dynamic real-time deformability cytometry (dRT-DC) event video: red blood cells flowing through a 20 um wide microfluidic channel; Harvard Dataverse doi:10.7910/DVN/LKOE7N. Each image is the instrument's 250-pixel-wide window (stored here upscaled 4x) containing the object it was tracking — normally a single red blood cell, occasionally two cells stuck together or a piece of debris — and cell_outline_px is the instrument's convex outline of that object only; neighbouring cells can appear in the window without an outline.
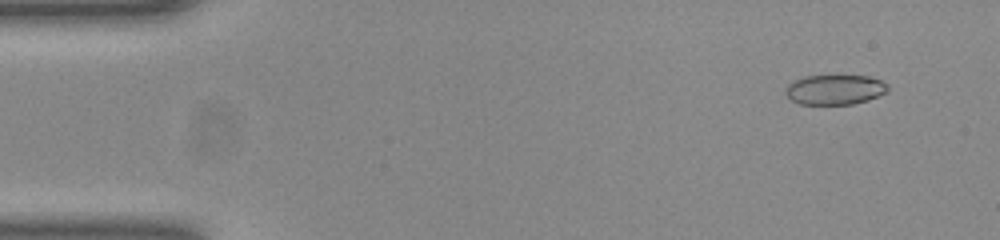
{"species": "common noctule bat (a hibernating species)", "species_latin": "Nyctalus noctula", "temperature_condition": "room temperature", "stored_images_in_passage": 5, "camera_frame_rate_fps": 3000, "um_per_image_px": 0.085, "animal": {"sex": "female", "body_mass_g": 23.0, "forearm_length_mm": 53.4}, "frame": {"image": 1, "passage_image": 4, "time_ms": 1.0, "image_size_px": [1000, 240], "cell_outline_px": [[888, 92], [868, 100], [852, 104], [800, 104], [792, 100], [784, 92], [784, 88], [788, 84], [804, 76], [868, 76], [880, 80], [888, 84]], "centroid_in_image_um": [70.97, 7.62], "position_along_channel_um": 14.0, "area_um2": 17.8}}